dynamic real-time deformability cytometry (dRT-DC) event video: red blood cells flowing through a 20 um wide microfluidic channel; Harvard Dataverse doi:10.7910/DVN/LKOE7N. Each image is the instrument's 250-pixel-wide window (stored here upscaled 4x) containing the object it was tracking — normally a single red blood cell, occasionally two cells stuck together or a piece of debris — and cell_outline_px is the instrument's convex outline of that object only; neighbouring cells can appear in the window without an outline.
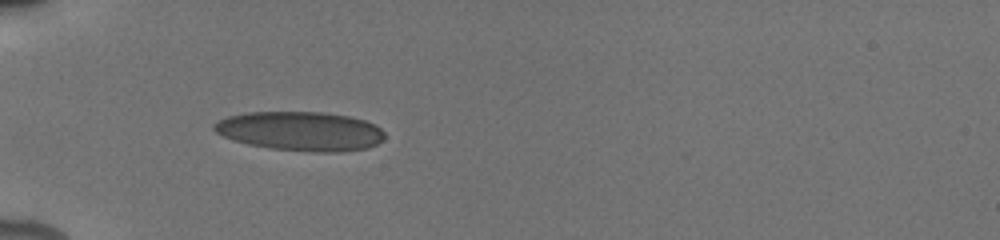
{"species": "human", "species_latin": "Homo sapiens", "temperature_condition": "cold", "stored_images_in_passage": 35, "camera_frame_rate_fps": 3000, "um_per_image_px": 0.085, "donor": {"sex": "male"}, "frame": {"image": 1, "passage_image": 34, "time_ms": 6.0, "image_size_px": [1000, 240], "cell_outline_px": [[384, 140], [368, 148], [340, 152], [312, 152], [268, 148], [248, 144], [232, 140], [216, 132], [212, 128], [212, 124], [228, 116], [248, 112], [324, 112], [348, 116], [364, 120], [376, 124], [384, 132]], "centroid_in_image_um": [25.56, 11.15], "position_along_channel_um": 59.4, "area_um2": 39.19}}